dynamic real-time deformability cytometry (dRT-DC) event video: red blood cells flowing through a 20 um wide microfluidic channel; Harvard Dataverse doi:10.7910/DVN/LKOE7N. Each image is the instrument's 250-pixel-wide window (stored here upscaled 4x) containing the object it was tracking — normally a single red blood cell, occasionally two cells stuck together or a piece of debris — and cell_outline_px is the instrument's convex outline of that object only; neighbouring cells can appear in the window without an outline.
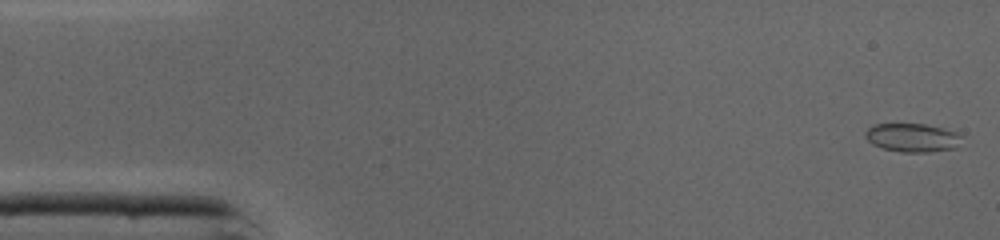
{"species": "common noctule bat (a hibernating species)", "species_latin": "Nyctalus noctula", "temperature_condition": "cold", "stored_images_in_passage": 37, "camera_frame_rate_fps": 3000, "um_per_image_px": 0.085, "animal": {"sex": "male", "body_mass_g": 19.0, "forearm_length_mm": 50.8}, "frame": {"image": 1, "passage_image": 1, "time_ms": 0.0, "image_size_px": [1000, 240], "cell_outline_px": [[964, 136], [956, 148], [928, 152], [900, 152], [884, 148], [872, 144], [864, 136], [864, 132], [872, 124], [924, 124], [944, 128], [956, 132]], "centroid_in_image_um": [77.56, 11.69], "position_along_channel_um": 7.4, "area_um2": 16.18}}
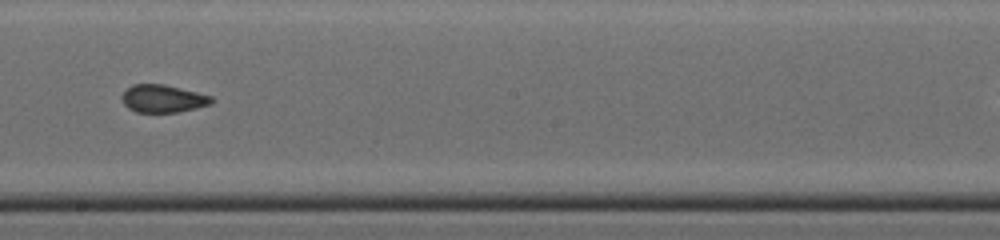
{"frame": {"image": 2, "passage_image": 25, "time_ms": 8.0, "image_size_px": [1000, 240], "cell_outline_px": [[212, 104], [196, 108], [176, 112], [136, 112], [128, 108], [124, 104], [124, 92], [132, 84], [164, 84], [212, 96]], "centroid_in_image_um": [13.87, 8.38], "position_along_channel_um": 234.3, "area_um2": 14.22}}
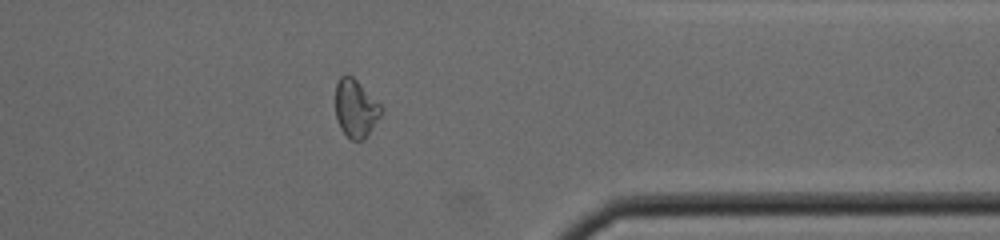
{"frame": {"image": 3, "passage_image": 36, "time_ms": 11.667, "image_size_px": [1000, 240], "cell_outline_px": [[380, 116], [364, 140], [352, 140], [340, 128], [336, 120], [336, 84], [340, 76], [352, 76], [380, 104]], "centroid_in_image_um": [30.2, 9.23], "position_along_channel_um": 381.2, "area_um2": 15.03}}